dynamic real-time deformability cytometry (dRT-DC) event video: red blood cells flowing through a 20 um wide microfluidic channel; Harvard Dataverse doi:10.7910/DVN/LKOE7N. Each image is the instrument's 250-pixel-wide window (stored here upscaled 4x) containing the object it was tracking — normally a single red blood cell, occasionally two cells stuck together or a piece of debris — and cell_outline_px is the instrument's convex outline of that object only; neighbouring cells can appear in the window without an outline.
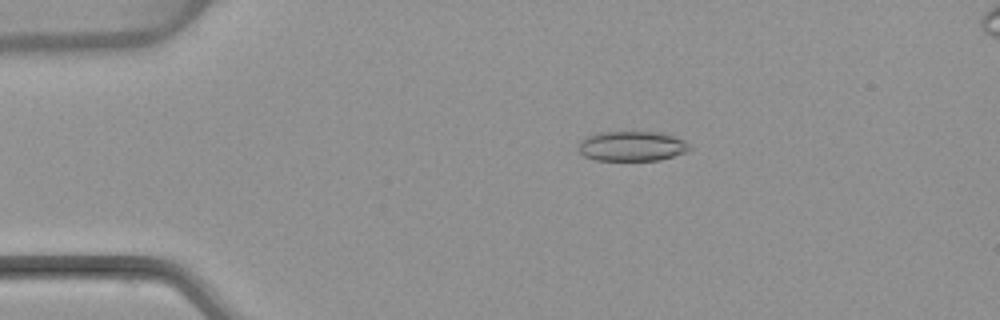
{"species": "common noctule bat (a hibernating species)", "species_latin": "Nyctalus noctula", "temperature_condition": "warm", "stored_images_in_passage": 53, "camera_frame_rate_fps": 3000, "um_per_image_px": 0.085, "animal": {"sex": "female", "body_mass_g": 22.7, "forearm_length_mm": 54.2}, "frame": {"image": 1, "passage_image": 11, "time_ms": 3.333, "image_size_px": [1000, 320], "cell_outline_px": [[692, 148], [688, 152], [660, 160], [596, 160], [584, 156], [576, 148], [580, 140], [596, 132], [656, 132], [672, 136], [684, 140]], "centroid_in_image_um": [53.69, 12.43], "position_along_channel_um": 31.3, "area_um2": 19.48}}
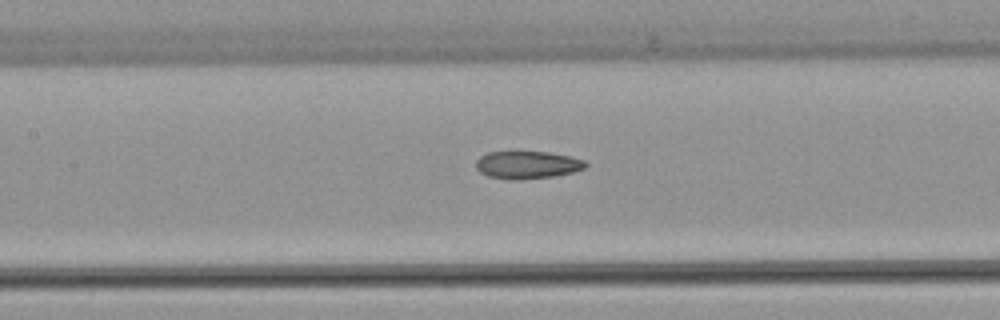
{"frame": {"image": 2, "passage_image": 25, "time_ms": 8.0, "image_size_px": [1000, 320], "cell_outline_px": [[588, 164], [584, 168], [572, 172], [552, 176], [516, 180], [508, 180], [488, 176], [480, 172], [476, 168], [476, 160], [480, 156], [488, 152], [516, 148], [548, 152], [568, 156], [584, 160]], "centroid_in_image_um": [44.74, 13.96], "position_along_channel_um": 162.7, "area_um2": 18.38}}
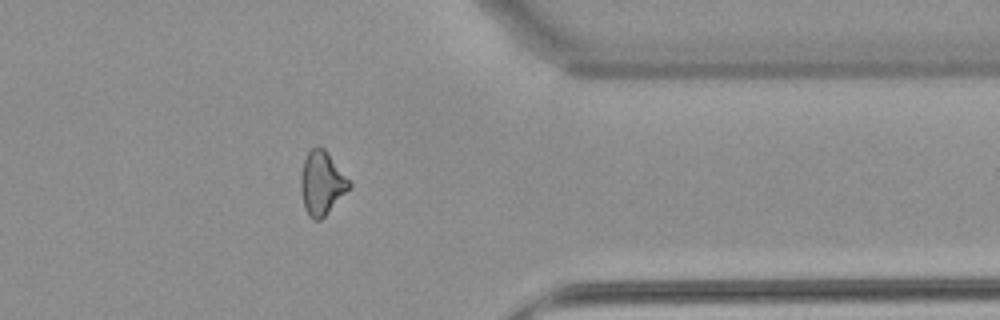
{"frame": {"image": 3, "passage_image": 43, "time_ms": 14.0, "image_size_px": [1000, 320], "cell_outline_px": [[352, 188], [320, 220], [312, 220], [308, 216], [304, 208], [300, 192], [300, 176], [304, 160], [308, 152], [312, 148], [324, 148], [328, 152], [352, 180]], "centroid_in_image_um": [27.38, 15.58], "position_along_channel_um": 384.0, "area_um2": 18.44}, "authors_computed_cell_mechanics": {"area_um2": 18.496, "velocity_mm_per_s": 3.9044, "shape_relaxation_time_tau1_ms": null, "shape_relaxation_time_tau2_ms": 3.8652, "deformation_change_tau1": null, "deformation_change_tau2": 0.1195}}